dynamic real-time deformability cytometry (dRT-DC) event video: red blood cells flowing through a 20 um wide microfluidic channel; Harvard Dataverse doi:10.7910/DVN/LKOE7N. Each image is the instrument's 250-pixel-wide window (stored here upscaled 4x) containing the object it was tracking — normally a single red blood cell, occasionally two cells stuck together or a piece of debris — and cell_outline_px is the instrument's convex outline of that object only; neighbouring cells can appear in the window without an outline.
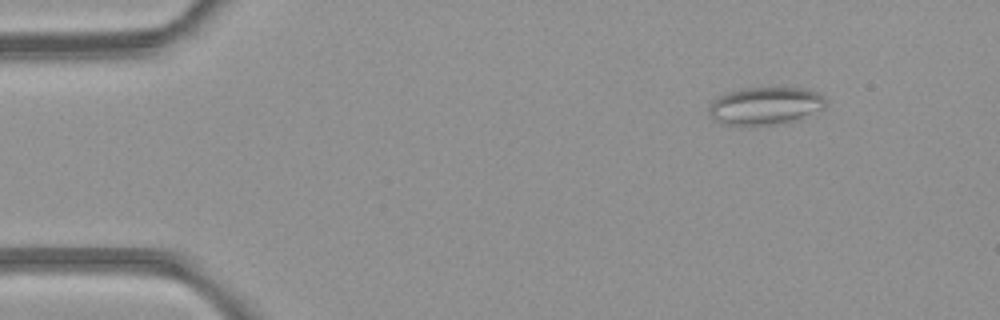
{"species": "common noctule bat (a hibernating species)", "species_latin": "Nyctalus noctula", "temperature_condition": "room temperature", "stored_images_in_passage": 4, "camera_frame_rate_fps": 3000, "um_per_image_px": 0.085, "animal": {"sex": "female", "body_mass_g": 21.9}, "frame": {"image": 1, "passage_image": 1, "time_ms": 0.0, "image_size_px": [1000, 320], "cell_outline_px": [[828, 100], [820, 108], [800, 116], [776, 124], [748, 128], [720, 124], [712, 116], [712, 100], [728, 92], [744, 88], [808, 88], [820, 92]], "centroid_in_image_um": [65.01, 9.0], "position_along_channel_um": 20.0, "area_um2": 25.37}}